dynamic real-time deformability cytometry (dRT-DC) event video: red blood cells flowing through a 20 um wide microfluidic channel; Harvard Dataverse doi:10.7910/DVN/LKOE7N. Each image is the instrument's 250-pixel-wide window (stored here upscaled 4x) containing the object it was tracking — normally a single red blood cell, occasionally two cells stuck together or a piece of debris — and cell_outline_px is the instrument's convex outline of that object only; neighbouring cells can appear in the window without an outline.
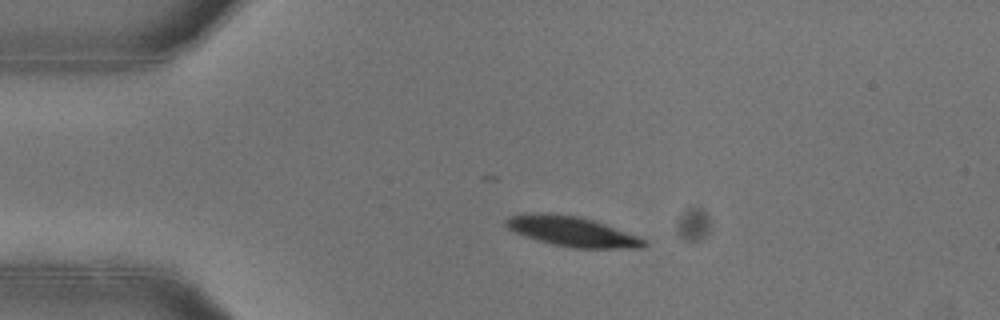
{"species": "common noctule bat (a hibernating species)", "species_latin": "Nyctalus noctula", "temperature_condition": "warm", "stored_images_in_passage": 52, "camera_frame_rate_fps": 3000, "um_per_image_px": 0.085, "animal": {"sex": "female"}, "frame": {"image": 1, "passage_image": 11, "time_ms": 3.333, "image_size_px": [1000, 320], "cell_outline_px": [[648, 244], [644, 248], [572, 248], [552, 244], [516, 232], [508, 228], [504, 224], [504, 220], [508, 216], [528, 212], [544, 212], [576, 216], [592, 220], [604, 224], [648, 240]], "centroid_in_image_um": [48.62, 19.66], "position_along_channel_um": 36.4, "area_um2": 23.99}}
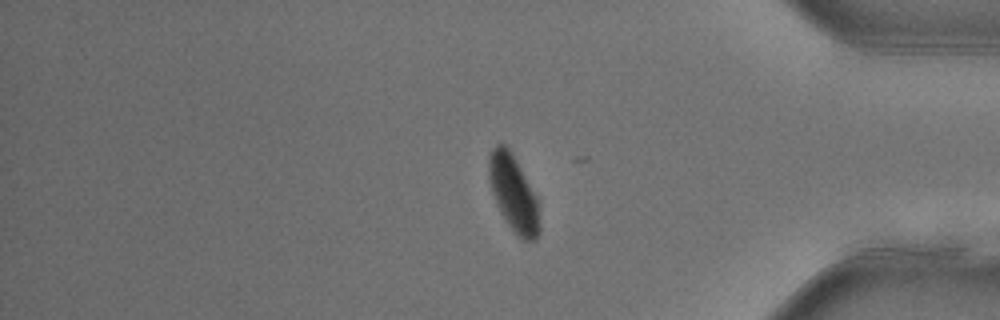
{"frame": {"image": 2, "passage_image": 43, "time_ms": 14.0, "image_size_px": [1000, 320], "cell_outline_px": [[540, 232], [536, 240], [524, 240], [504, 220], [496, 204], [492, 192], [488, 176], [488, 156], [492, 148], [496, 144], [504, 144], [512, 152], [540, 200]], "centroid_in_image_um": [43.68, 16.42], "position_along_channel_um": 391.5, "area_um2": 23.06}}
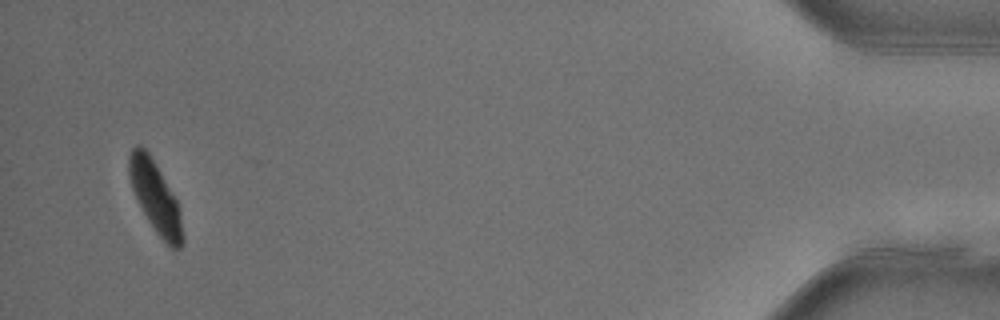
{"frame": {"image": 3, "passage_image": 50, "time_ms": 16.333, "image_size_px": [1000, 320], "cell_outline_px": [[184, 240], [180, 248], [172, 248], [156, 232], [148, 220], [132, 188], [128, 172], [128, 156], [132, 148], [136, 144], [144, 148], [148, 152], [176, 200], [180, 208], [184, 236]], "centroid_in_image_um": [13.21, 16.76], "position_along_channel_um": 422.0, "area_um2": 21.68}, "authors_computed_cell_mechanics": {"area_um2": 24.5361, "velocity_mm_per_s": 3.9222, "shape_relaxation_time_tau1_ms": 3.659, "shape_relaxation_time_tau2_ms": 3.8408, "deformation_change_tau1": 0.1588, "deformation_change_tau2": 0.0491}}